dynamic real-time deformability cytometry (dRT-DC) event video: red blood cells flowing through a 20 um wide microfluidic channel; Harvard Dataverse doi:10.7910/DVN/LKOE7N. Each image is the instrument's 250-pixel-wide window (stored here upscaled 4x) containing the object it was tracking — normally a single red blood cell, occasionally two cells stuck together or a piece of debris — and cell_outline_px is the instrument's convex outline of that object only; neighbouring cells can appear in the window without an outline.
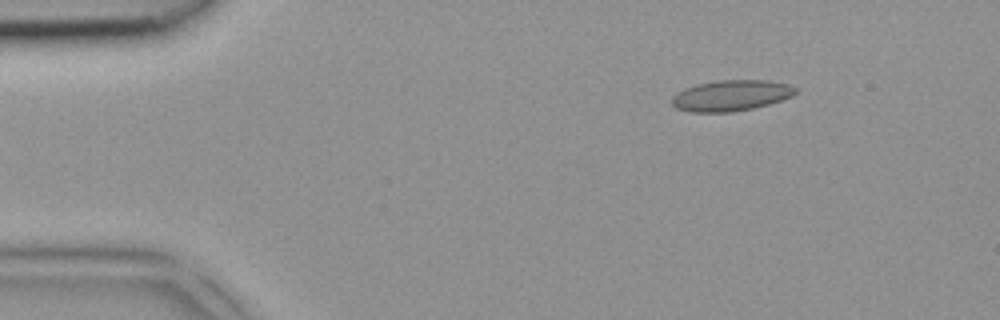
{"species": "common noctule bat (a hibernating species)", "species_latin": "Nyctalus noctula", "temperature_condition": "room temperature", "stored_images_in_passage": 4, "segment_of_instrument_passage": [2, 2], "camera_frame_rate_fps": 3000, "um_per_image_px": 0.085, "animal": {"sex": "female", "body_mass_g": 18.4}, "frame": {"image": 1, "passage_image": 4, "time_ms": 1.0, "image_size_px": [1000, 320], "cell_outline_px": [[796, 92], [792, 96], [768, 104], [752, 108], [732, 112], [688, 112], [676, 108], [672, 104], [672, 96], [676, 92], [684, 88], [700, 84], [720, 80], [768, 80], [788, 84], [796, 88]], "centroid_in_image_um": [62.11, 8.12], "position_along_channel_um": 22.9, "area_um2": 22.14}}